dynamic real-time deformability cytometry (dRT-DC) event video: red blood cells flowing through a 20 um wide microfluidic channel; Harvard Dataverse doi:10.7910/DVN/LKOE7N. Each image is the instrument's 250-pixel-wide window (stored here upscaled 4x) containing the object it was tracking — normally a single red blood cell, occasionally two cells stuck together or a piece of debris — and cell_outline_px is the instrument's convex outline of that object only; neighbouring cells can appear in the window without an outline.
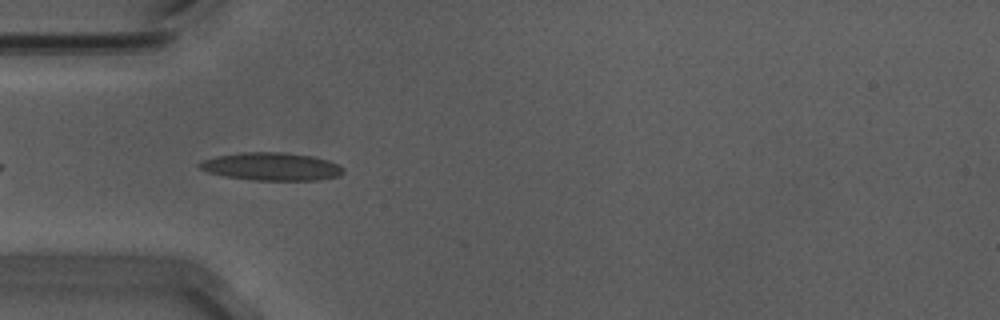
{"species": "Egyptian fruit bat (a non-hibernating species)", "species_latin": "Rousettus aegyptiacus", "temperature_condition": "warm", "stored_images_in_passage": 40, "camera_frame_rate_fps": 3000, "um_per_image_px": 0.085, "animal": {"sex": "male"}, "frame": {"image": 1, "passage_image": 3, "time_ms": 0.667, "image_size_px": [1000, 320], "cell_outline_px": [[344, 172], [340, 176], [320, 180], [252, 180], [224, 176], [208, 172], [200, 168], [196, 164], [204, 160], [216, 156], [240, 152], [284, 152], [312, 156], [328, 160], [340, 164], [344, 168]], "centroid_in_image_um": [23.11, 14.15], "position_along_channel_um": 61.9, "area_um2": 23.58}}
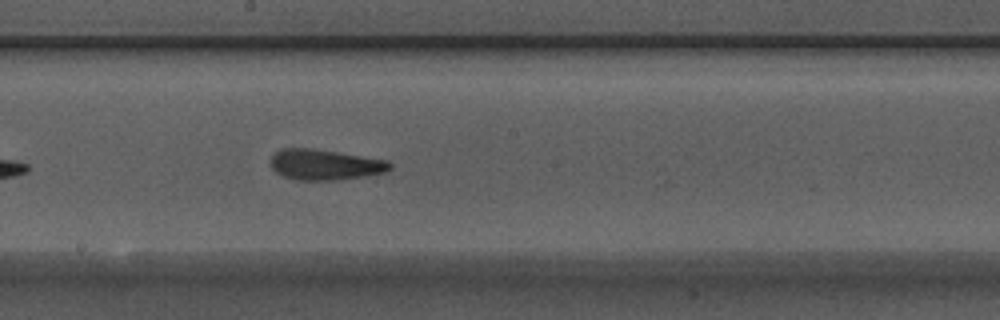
{"frame": {"image": 2, "passage_image": 16, "time_ms": 5.0, "image_size_px": [1000, 320], "cell_outline_px": [[392, 168], [388, 172], [364, 176], [336, 180], [296, 180], [284, 176], [276, 172], [268, 164], [272, 156], [280, 148], [308, 148], [336, 152], [388, 160], [392, 164]], "centroid_in_image_um": [27.61, 14.0], "position_along_channel_um": 220.6, "area_um2": 21.33}}
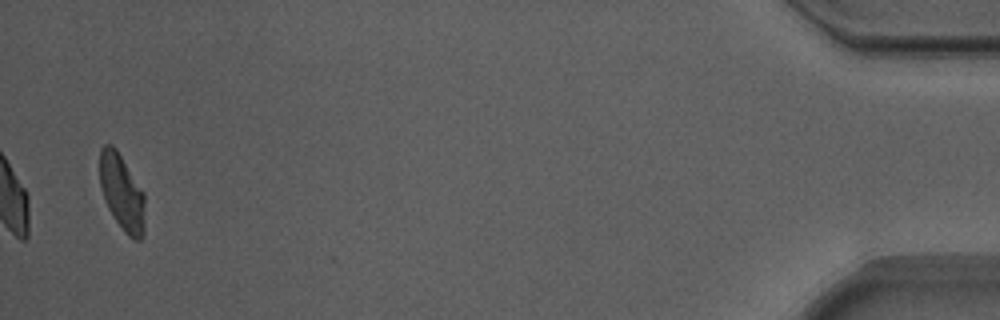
{"frame": {"image": 3, "passage_image": 40, "time_ms": 13.0, "image_size_px": [1000, 320], "cell_outline_px": [[144, 232], [140, 240], [136, 240], [128, 236], [124, 232], [108, 208], [104, 200], [100, 188], [100, 148], [104, 144], [112, 144], [116, 148], [144, 192]], "centroid_in_image_um": [10.35, 16.34], "position_along_channel_um": 424.8, "area_um2": 20.06}, "authors_computed_cell_mechanics": {"area_um2": 21.4149, "velocity_mm_per_s": 3.6968, "shape_relaxation_time_tau1_ms": 9.4616, "shape_relaxation_time_tau2_ms": 2.3112, "deformation_change_tau1": 0.2012, "deformation_change_tau2": 0.1166}}